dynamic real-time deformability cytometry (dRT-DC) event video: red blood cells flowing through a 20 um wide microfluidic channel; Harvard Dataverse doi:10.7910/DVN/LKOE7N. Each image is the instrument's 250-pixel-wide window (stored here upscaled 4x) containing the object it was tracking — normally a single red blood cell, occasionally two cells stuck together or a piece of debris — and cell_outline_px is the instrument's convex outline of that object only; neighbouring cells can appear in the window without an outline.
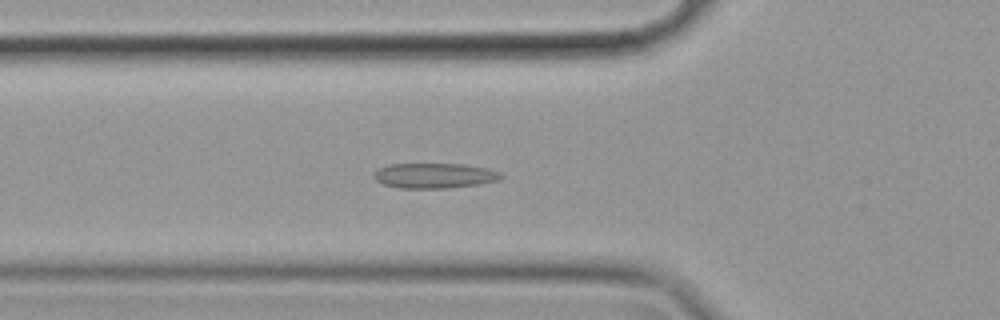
{"species": "common noctule bat (a hibernating species)", "species_latin": "Nyctalus noctula", "temperature_condition": "cold", "stored_images_in_passage": 57, "camera_frame_rate_fps": 3000, "um_per_image_px": 0.085, "animal": {"sex": "female", "body_mass_g": 19.9}, "frame": {"image": 1, "passage_image": 20, "time_ms": 6.333, "image_size_px": [1000, 320], "cell_outline_px": [[504, 176], [500, 180], [480, 184], [444, 188], [400, 188], [384, 184], [376, 180], [372, 176], [380, 168], [388, 164], [464, 164], [488, 168], [500, 172]], "centroid_in_image_um": [36.97, 14.92], "position_along_channel_um": 88.8, "area_um2": 18.61}}
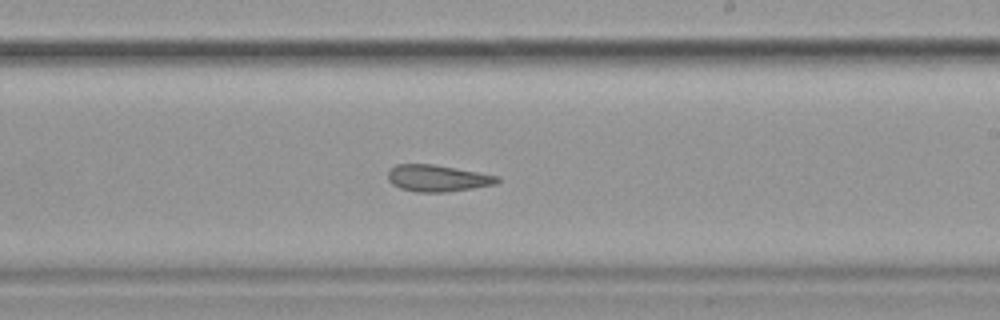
{"frame": {"image": 2, "passage_image": 34, "time_ms": 11.0, "image_size_px": [1000, 320], "cell_outline_px": [[500, 180], [496, 184], [448, 192], [416, 192], [400, 188], [392, 184], [388, 180], [388, 168], [396, 164], [432, 164], [456, 168], [500, 176]], "centroid_in_image_um": [37.17, 15.14], "position_along_channel_um": 251.8, "area_um2": 17.11}}
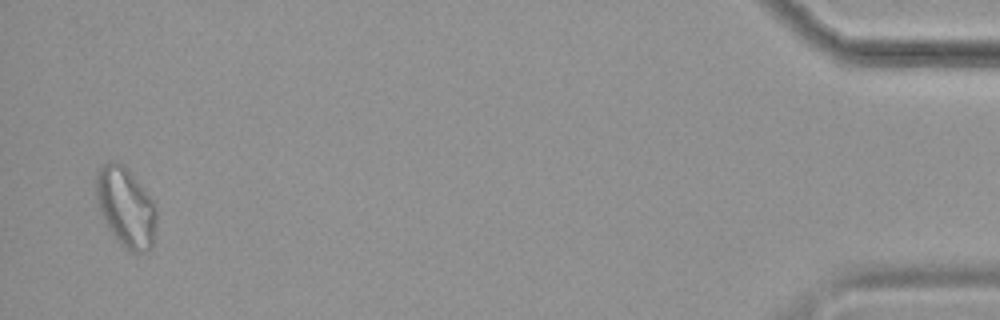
{"frame": {"image": 3, "passage_image": 56, "time_ms": 18.333, "image_size_px": [1000, 320], "cell_outline_px": [[156, 224], [152, 248], [144, 252], [132, 252], [120, 244], [116, 240], [108, 228], [100, 212], [96, 200], [96, 172], [104, 164], [112, 160], [124, 164], [128, 168], [156, 204]], "centroid_in_image_um": [10.7, 17.6], "position_along_channel_um": 424.5, "area_um2": 28.26}, "authors_computed_cell_mechanics": {"area_um2": 20.1144, "velocity_mm_per_s": 3.5011, "shape_relaxation_time_tau1_ms": null, "shape_relaxation_time_tau2_ms": 5.8143, "deformation_change_tau1": null, "deformation_change_tau2": 0.1231}}